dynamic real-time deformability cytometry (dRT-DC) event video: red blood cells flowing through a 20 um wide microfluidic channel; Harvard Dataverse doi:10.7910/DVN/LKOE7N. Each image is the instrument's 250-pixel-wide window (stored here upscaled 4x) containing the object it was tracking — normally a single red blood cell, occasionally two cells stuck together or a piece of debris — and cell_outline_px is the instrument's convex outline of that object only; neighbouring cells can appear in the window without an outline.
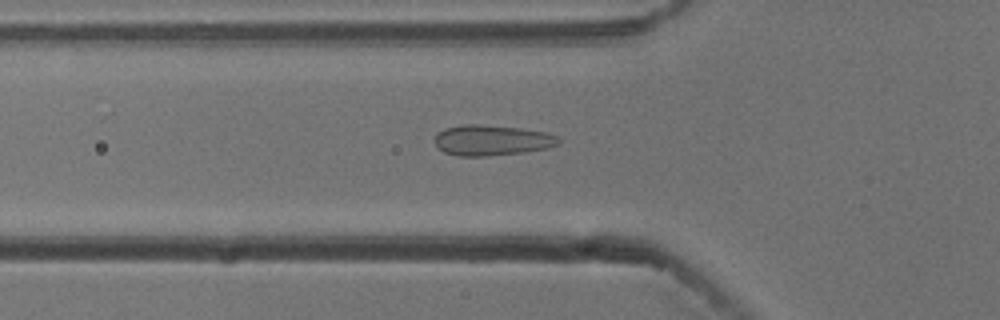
{"species": "common noctule bat (a hibernating species)", "species_latin": "Nyctalus noctula", "temperature_condition": "cold", "stored_images_in_passage": 54, "camera_frame_rate_fps": 3000, "um_per_image_px": 0.085, "animal": {"sex": "male", "body_mass_g": 13.3}, "frame": {"image": 1, "passage_image": 18, "time_ms": 5.667, "image_size_px": [1000, 320], "cell_outline_px": [[560, 144], [548, 148], [524, 152], [488, 156], [456, 156], [444, 152], [436, 148], [432, 140], [436, 132], [444, 128], [460, 124], [476, 124], [520, 128], [548, 132], [556, 136], [560, 140]], "centroid_in_image_um": [41.74, 11.92], "position_along_channel_um": 84.1, "area_um2": 22.54}}
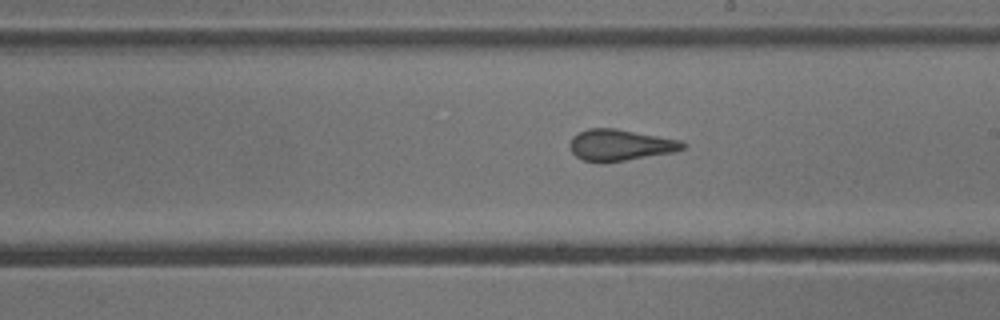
{"frame": {"image": 2, "passage_image": 30, "time_ms": 9.667, "image_size_px": [1000, 320], "cell_outline_px": [[688, 144], [684, 148], [676, 152], [624, 160], [584, 160], [576, 156], [572, 152], [568, 144], [572, 136], [588, 128], [616, 128], [680, 140]], "centroid_in_image_um": [52.74, 12.29], "position_along_channel_um": 236.3, "area_um2": 20.23}}
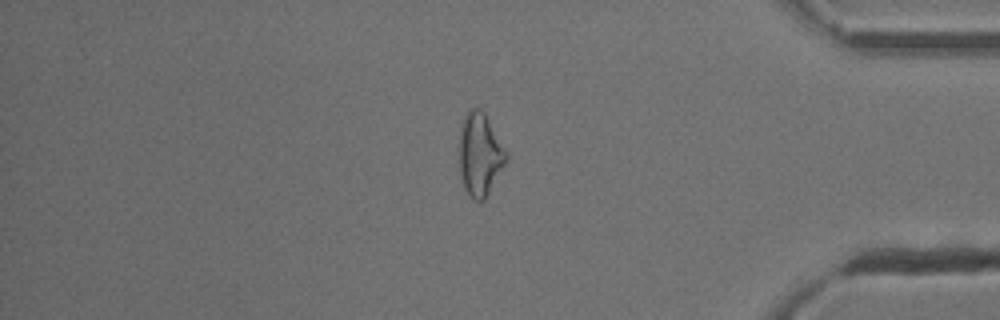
{"frame": {"image": 3, "passage_image": 45, "time_ms": 14.667, "image_size_px": [1000, 320], "cell_outline_px": [[508, 160], [484, 200], [472, 200], [464, 188], [460, 176], [460, 124], [468, 108], [480, 108], [484, 112], [508, 152]], "centroid_in_image_um": [40.8, 13.11], "position_along_channel_um": 394.4, "area_um2": 22.89}, "authors_computed_cell_mechanics": {"area_um2": 21.9351, "velocity_mm_per_s": 3.7814, "shape_relaxation_time_tau1_ms": null, "shape_relaxation_time_tau2_ms": 1.2485, "deformation_change_tau1": null, "deformation_change_tau2": 0.0516}}